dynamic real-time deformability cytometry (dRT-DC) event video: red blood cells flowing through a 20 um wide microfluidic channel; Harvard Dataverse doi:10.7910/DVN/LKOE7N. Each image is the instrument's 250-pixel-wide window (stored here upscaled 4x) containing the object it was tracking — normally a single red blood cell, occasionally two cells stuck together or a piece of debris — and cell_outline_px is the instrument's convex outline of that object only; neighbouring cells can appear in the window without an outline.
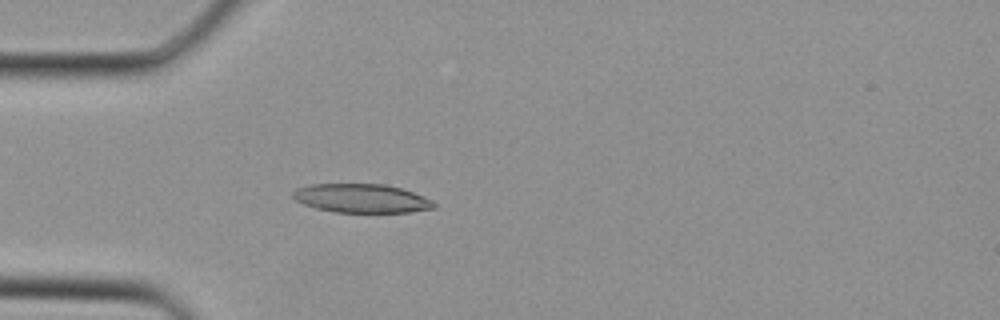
{"species": "Egyptian fruit bat (a non-hibernating species)", "species_latin": "Rousettus aegyptiacus", "temperature_condition": "cold", "stored_images_in_passage": 29, "camera_frame_rate_fps": 3000, "um_per_image_px": 0.085, "animal": {"sex": "female"}, "frame": {"image": 1, "passage_image": 3, "time_ms": 0.667, "image_size_px": [1000, 320], "cell_outline_px": [[436, 208], [408, 212], [336, 212], [316, 208], [304, 204], [296, 200], [292, 196], [292, 192], [296, 188], [312, 184], [384, 184], [400, 188], [424, 196], [432, 200], [436, 204]], "centroid_in_image_um": [30.73, 16.85], "position_along_channel_um": 54.3, "area_um2": 23.58}}
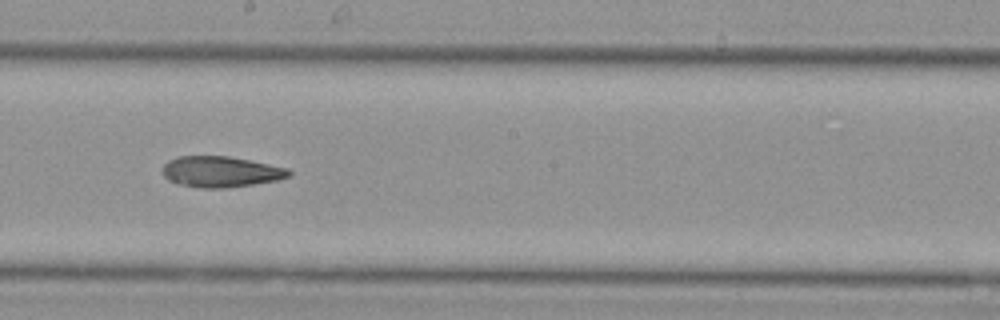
{"frame": {"image": 2, "passage_image": 13, "time_ms": 4.0, "image_size_px": [1000, 320], "cell_outline_px": [[292, 172], [288, 176], [276, 180], [252, 184], [224, 188], [200, 188], [176, 184], [168, 180], [164, 176], [160, 168], [168, 160], [180, 156], [228, 156], [288, 168]], "centroid_in_image_um": [18.69, 14.6], "position_along_channel_um": 229.5, "area_um2": 22.72}}
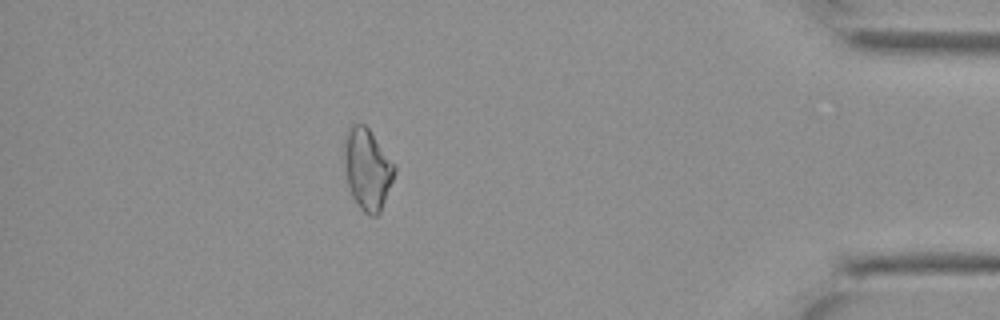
{"frame": {"image": 3, "passage_image": 25, "time_ms": 8.0, "image_size_px": [1000, 320], "cell_outline_px": [[396, 172], [380, 212], [376, 216], [368, 216], [360, 208], [352, 196], [348, 184], [344, 168], [344, 132], [352, 124], [364, 124], [368, 128], [396, 168]], "centroid_in_image_um": [31.19, 14.38], "position_along_channel_um": 404.0, "area_um2": 23.64}}